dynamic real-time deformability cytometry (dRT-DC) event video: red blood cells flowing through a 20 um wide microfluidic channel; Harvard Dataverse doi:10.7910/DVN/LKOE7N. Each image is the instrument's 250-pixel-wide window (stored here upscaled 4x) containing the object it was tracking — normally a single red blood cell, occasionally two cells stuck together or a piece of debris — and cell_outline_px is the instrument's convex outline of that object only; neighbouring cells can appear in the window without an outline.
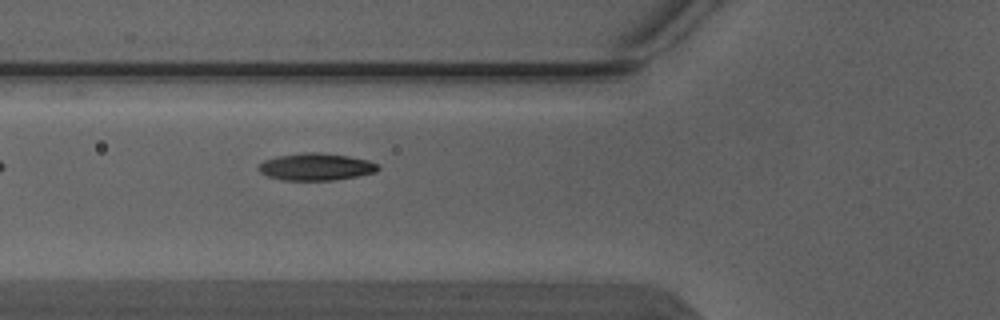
{"species": "Egyptian fruit bat (a non-hibernating species)", "species_latin": "Rousettus aegyptiacus", "temperature_condition": "warm", "stored_images_in_passage": 6, "camera_frame_rate_fps": 3000, "um_per_image_px": 0.085, "animal": {"sex": "male"}, "frame": {"image": 1, "passage_image": 6, "time_ms": 1.667, "image_size_px": [1000, 320], "cell_outline_px": [[380, 168], [376, 172], [356, 176], [332, 180], [284, 180], [268, 176], [260, 172], [256, 168], [264, 160], [276, 156], [304, 152], [320, 152], [348, 156], [368, 160], [380, 164]], "centroid_in_image_um": [26.86, 14.17], "position_along_channel_um": 98.9, "area_um2": 18.96}}